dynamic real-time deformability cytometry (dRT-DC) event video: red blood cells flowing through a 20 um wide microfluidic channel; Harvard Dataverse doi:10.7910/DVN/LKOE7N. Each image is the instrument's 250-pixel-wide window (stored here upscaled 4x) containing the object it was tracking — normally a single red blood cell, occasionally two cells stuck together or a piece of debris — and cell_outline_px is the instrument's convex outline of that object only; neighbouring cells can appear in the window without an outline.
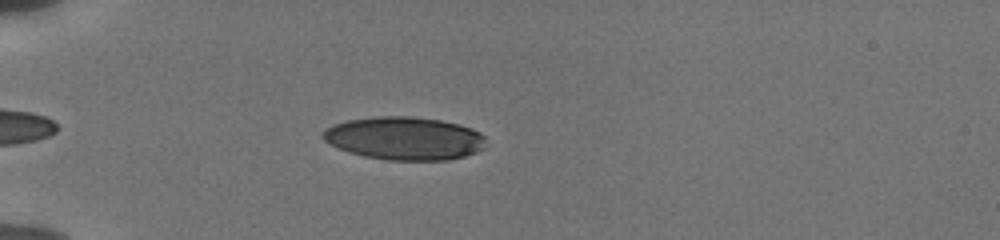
{"species": "human", "species_latin": "Homo sapiens", "temperature_condition": "cold", "stored_images_in_passage": 40, "camera_frame_rate_fps": 3000, "um_per_image_px": 0.085, "donor": {"sex": "male"}, "frame": {"image": 1, "passage_image": 6, "time_ms": 1.667, "image_size_px": [1000, 240], "cell_outline_px": [[484, 148], [476, 152], [464, 156], [448, 160], [388, 160], [364, 156], [340, 148], [324, 140], [320, 136], [332, 124], [348, 120], [376, 116], [408, 116], [440, 120], [472, 128], [480, 132], [484, 136]], "centroid_in_image_um": [34.39, 11.75], "position_along_channel_um": 50.6, "area_um2": 40.63}}
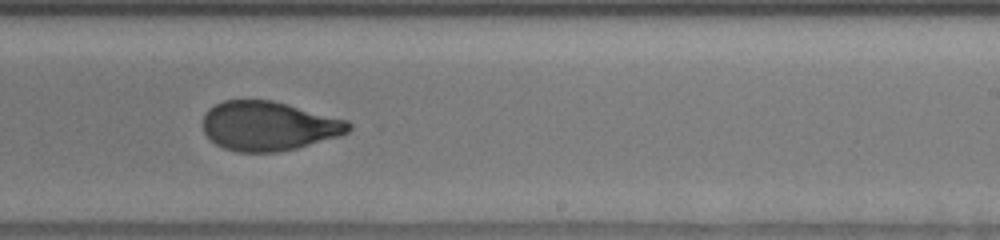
{"frame": {"image": 2, "passage_image": 25, "time_ms": 8.0, "image_size_px": [1000, 240], "cell_outline_px": [[352, 128], [348, 132], [340, 136], [296, 148], [280, 152], [236, 152], [224, 148], [216, 144], [204, 132], [204, 116], [208, 108], [224, 100], [272, 100], [288, 104], [348, 120], [352, 124]], "centroid_in_image_um": [22.86, 10.71], "position_along_channel_um": 266.1, "area_um2": 41.91}}
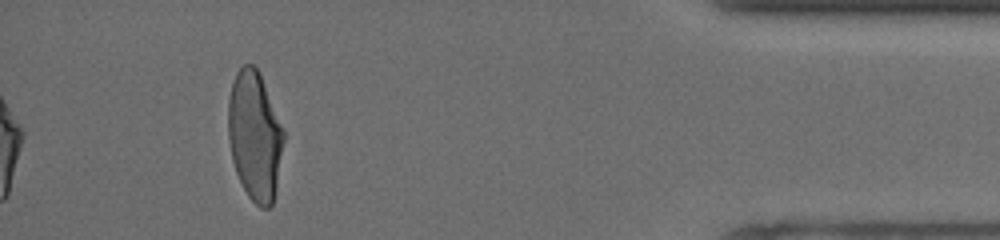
{"frame": {"image": 3, "passage_image": 40, "time_ms": 13.0, "image_size_px": [1000, 240], "cell_outline_px": [[284, 140], [276, 192], [272, 204], [268, 208], [260, 208], [248, 196], [236, 172], [232, 160], [228, 140], [228, 100], [232, 84], [236, 72], [244, 64], [252, 64], [260, 72], [284, 132]], "centroid_in_image_um": [21.65, 11.55], "position_along_channel_um": 413.6, "area_um2": 41.73}, "authors_computed_cell_mechanics": {"area_um2": 42.5986, "velocity_mm_per_s": 3.8549, "shape_relaxation_time_tau1_ms": 4.8606, "shape_relaxation_time_tau2_ms": 1.0951, "deformation_change_tau1": 0.1928, "deformation_change_tau2": 0.0689}}